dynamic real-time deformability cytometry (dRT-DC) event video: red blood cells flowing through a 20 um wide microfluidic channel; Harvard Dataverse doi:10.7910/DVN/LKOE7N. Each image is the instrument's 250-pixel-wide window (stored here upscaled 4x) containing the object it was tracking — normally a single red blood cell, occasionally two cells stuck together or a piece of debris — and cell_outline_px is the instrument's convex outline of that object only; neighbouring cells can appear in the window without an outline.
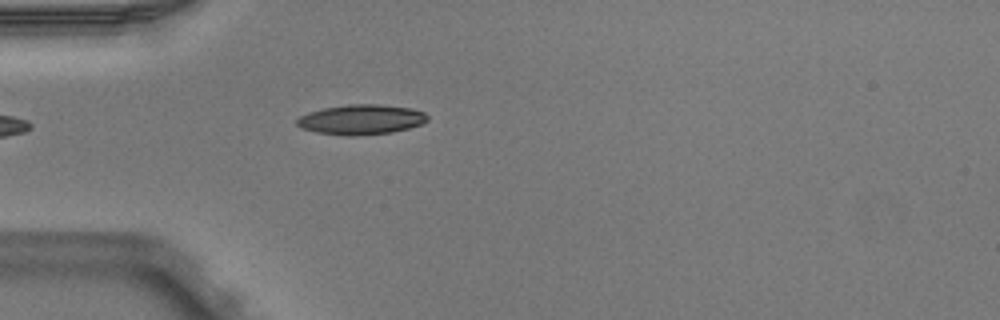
{"species": "Egyptian fruit bat (a non-hibernating species)", "species_latin": "Rousettus aegyptiacus", "temperature_condition": "warm", "stored_images_in_passage": 1, "camera_frame_rate_fps": 3000, "um_per_image_px": 0.085, "animal": {"sex": "male"}, "frame": {"image": 1, "passage_image": 1, "time_ms": 0.0, "image_size_px": [1000, 320], "cell_outline_px": [[428, 120], [420, 124], [408, 128], [392, 132], [352, 136], [348, 136], [316, 132], [300, 128], [296, 124], [296, 120], [300, 116], [308, 112], [324, 108], [348, 104], [380, 104], [412, 108], [424, 112], [428, 116]], "centroid_in_image_um": [30.68, 10.15], "position_along_channel_um": 54.3, "area_um2": 22.83}}